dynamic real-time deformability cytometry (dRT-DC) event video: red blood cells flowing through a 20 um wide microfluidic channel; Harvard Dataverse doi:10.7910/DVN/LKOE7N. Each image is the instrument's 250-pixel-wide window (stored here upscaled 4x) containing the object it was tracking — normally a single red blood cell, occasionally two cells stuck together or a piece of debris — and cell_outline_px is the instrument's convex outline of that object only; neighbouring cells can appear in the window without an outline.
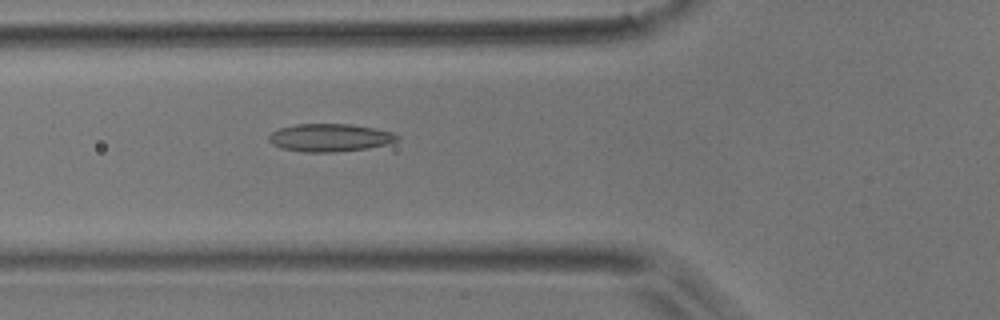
{"species": "common noctule bat (a hibernating species)", "species_latin": "Nyctalus noctula", "temperature_condition": "room temperature", "stored_images_in_passage": 44, "camera_frame_rate_fps": 3000, "um_per_image_px": 0.085, "animal": {"sex": "male", "body_mass_g": 17.9}, "frame": {"image": 1, "passage_image": 11, "time_ms": 3.333, "image_size_px": [1000, 320], "cell_outline_px": [[400, 140], [388, 144], [368, 148], [332, 152], [304, 152], [280, 148], [272, 144], [268, 140], [268, 136], [272, 132], [280, 128], [296, 124], [352, 124], [392, 132], [400, 136]], "centroid_in_image_um": [28.04, 11.7], "position_along_channel_um": 97.8, "area_um2": 20.87}}
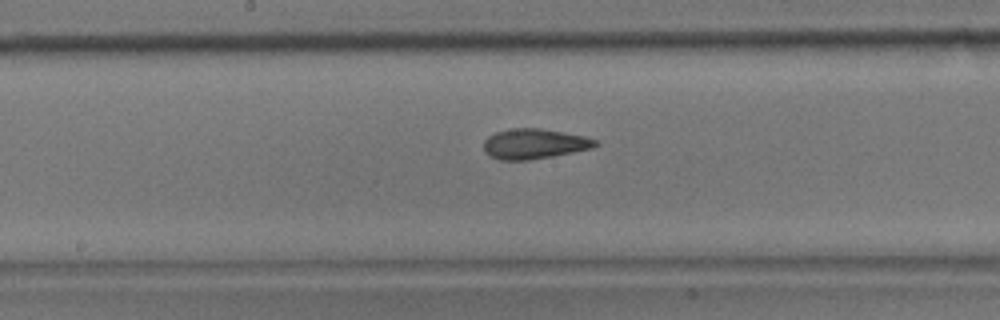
{"frame": {"image": 2, "passage_image": 19, "time_ms": 6.0, "image_size_px": [1000, 320], "cell_outline_px": [[600, 144], [592, 148], [552, 156], [528, 160], [500, 160], [488, 156], [484, 152], [484, 140], [488, 136], [496, 132], [512, 128], [540, 128], [584, 136], [596, 140]], "centroid_in_image_um": [45.38, 12.23], "position_along_channel_um": 202.8, "area_um2": 19.59}}
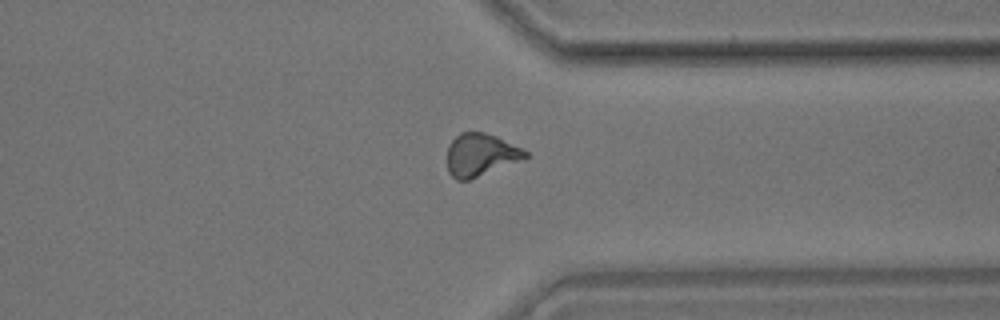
{"frame": {"image": 3, "passage_image": 32, "time_ms": 10.333, "image_size_px": [1000, 320], "cell_outline_px": [[528, 156], [468, 180], [456, 180], [448, 172], [448, 144], [460, 132], [484, 132], [496, 136], [524, 148], [528, 152]], "centroid_in_image_um": [40.82, 13.13], "position_along_channel_um": 370.6, "area_um2": 19.07}, "authors_computed_cell_mechanics": {"area_um2": 19.3052, "velocity_mm_per_s": 3.9213, "shape_relaxation_time_tau1_ms": 4.558, "shape_relaxation_time_tau2_ms": 1.7657, "deformation_change_tau1": 0.1556, "deformation_change_tau2": 0.1073}}